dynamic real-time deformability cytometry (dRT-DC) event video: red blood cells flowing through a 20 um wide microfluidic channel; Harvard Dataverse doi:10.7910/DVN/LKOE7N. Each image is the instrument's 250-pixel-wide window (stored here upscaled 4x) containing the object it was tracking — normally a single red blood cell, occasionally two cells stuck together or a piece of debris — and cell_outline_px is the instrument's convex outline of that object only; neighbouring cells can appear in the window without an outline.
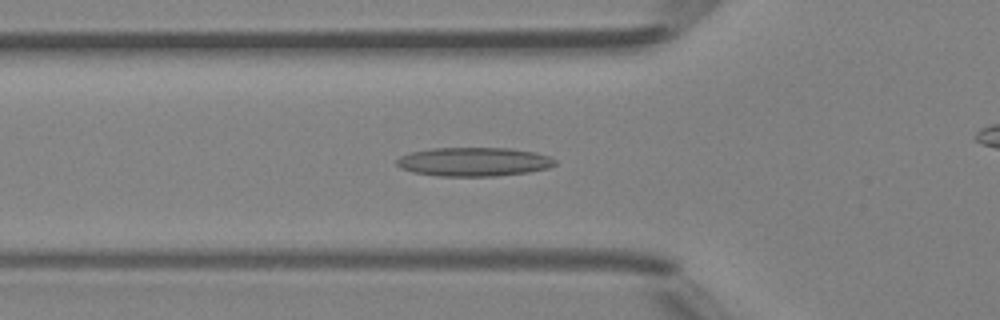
{"species": "Egyptian fruit bat (a non-hibernating species)", "species_latin": "Rousettus aegyptiacus", "temperature_condition": "room temperature", "stored_images_in_passage": 49, "camera_frame_rate_fps": 3000, "um_per_image_px": 0.085, "animal": {"sex": "female"}, "frame": {"image": 1, "passage_image": 17, "time_ms": 5.333, "image_size_px": [1000, 320], "cell_outline_px": [[556, 164], [548, 168], [528, 172], [496, 176], [436, 176], [412, 172], [400, 168], [396, 164], [396, 160], [400, 156], [412, 152], [432, 148], [512, 148], [536, 152], [548, 156], [556, 160]], "centroid_in_image_um": [40.27, 13.75], "position_along_channel_um": 85.5, "area_um2": 26.76}}
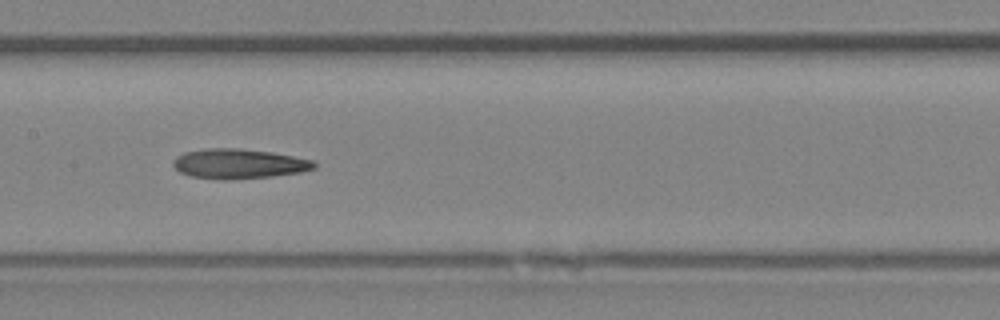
{"frame": {"image": 2, "passage_image": 24, "time_ms": 7.667, "image_size_px": [1000, 320], "cell_outline_px": [[316, 168], [300, 172], [272, 176], [224, 180], [220, 180], [192, 176], [180, 172], [172, 164], [172, 160], [176, 156], [184, 152], [204, 148], [240, 148], [272, 152], [312, 160], [316, 164]], "centroid_in_image_um": [20.26, 13.91], "position_along_channel_um": 187.1, "area_um2": 24.51}}
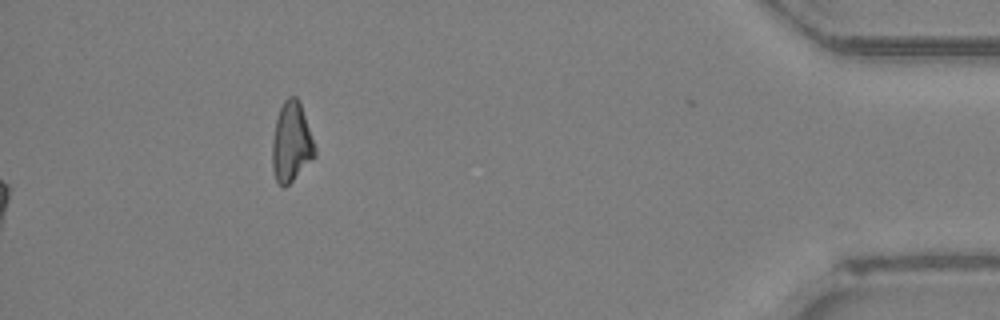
{"frame": {"image": 3, "passage_image": 49, "time_ms": 16.0, "image_size_px": [1000, 320], "cell_outline_px": [[316, 156], [284, 188], [276, 180], [272, 168], [272, 140], [276, 120], [280, 108], [284, 100], [288, 96], [296, 96], [300, 100], [316, 148]], "centroid_in_image_um": [24.77, 12.06], "position_along_channel_um": 410.4, "area_um2": 19.83}}